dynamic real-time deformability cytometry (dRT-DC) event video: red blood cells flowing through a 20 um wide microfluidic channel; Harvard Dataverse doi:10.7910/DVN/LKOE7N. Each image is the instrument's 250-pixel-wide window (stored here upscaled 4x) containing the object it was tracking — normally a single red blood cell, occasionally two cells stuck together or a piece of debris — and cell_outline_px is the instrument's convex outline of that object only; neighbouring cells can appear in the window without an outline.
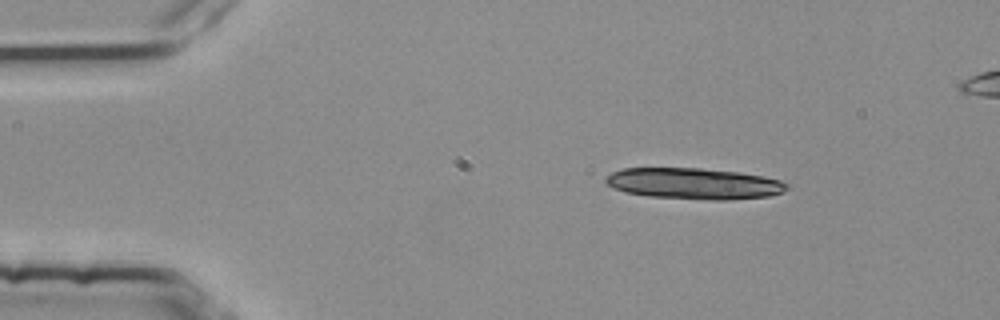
{"species": "common noctule bat (a hibernating species)", "species_latin": "Nyctalus noctula", "temperature_condition": "room temperature", "stored_images_in_passage": 3, "camera_frame_rate_fps": 3000, "um_per_image_px": 0.085, "animal": {"sex": "female", "body_mass_g": 25.1}, "frame": {"image": 1, "passage_image": 1, "time_ms": 0.0, "image_size_px": [1000, 320], "cell_outline_px": [[788, 188], [784, 192], [768, 196], [728, 200], [712, 200], [648, 196], [624, 192], [604, 184], [604, 176], [612, 172], [624, 168], [700, 168], [736, 172], [764, 176], [780, 180], [788, 184]], "centroid_in_image_um": [58.95, 15.6], "position_along_channel_um": 26.0, "area_um2": 33.06}}